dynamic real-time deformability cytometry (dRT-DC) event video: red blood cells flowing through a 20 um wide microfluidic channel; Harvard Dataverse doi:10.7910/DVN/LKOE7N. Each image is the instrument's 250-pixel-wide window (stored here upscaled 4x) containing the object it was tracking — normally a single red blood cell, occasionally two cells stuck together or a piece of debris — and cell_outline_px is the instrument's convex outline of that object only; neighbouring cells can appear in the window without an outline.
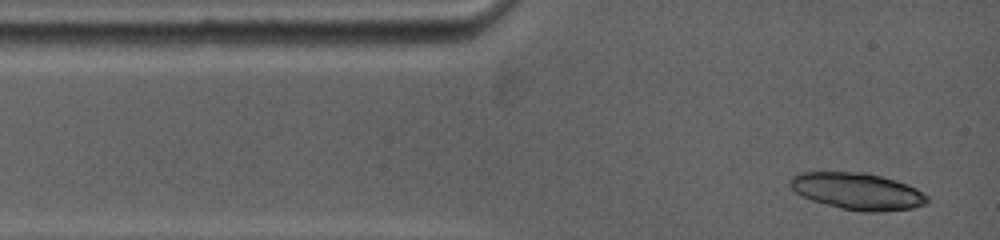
{"species": "common noctule bat (a hibernating species)", "species_latin": "Nyctalus noctula", "temperature_condition": "warm", "stored_images_in_passage": 2, "camera_frame_rate_fps": 5000, "um_per_image_px": 0.085, "animal": {"sex": "female", "body_mass_g": 19.0, "forearm_length_mm": 53.3}, "frame": {"image": 1, "passage_image": 1, "time_ms": 0.0, "image_size_px": [1000, 240], "cell_outline_px": [[928, 200], [924, 204], [912, 208], [876, 212], [864, 212], [844, 208], [812, 200], [796, 192], [788, 184], [792, 176], [800, 172], [864, 172], [880, 176], [908, 184], [916, 188], [928, 196]], "centroid_in_image_um": [72.88, 16.24], "position_along_channel_um": 12.1, "area_um2": 29.02}}